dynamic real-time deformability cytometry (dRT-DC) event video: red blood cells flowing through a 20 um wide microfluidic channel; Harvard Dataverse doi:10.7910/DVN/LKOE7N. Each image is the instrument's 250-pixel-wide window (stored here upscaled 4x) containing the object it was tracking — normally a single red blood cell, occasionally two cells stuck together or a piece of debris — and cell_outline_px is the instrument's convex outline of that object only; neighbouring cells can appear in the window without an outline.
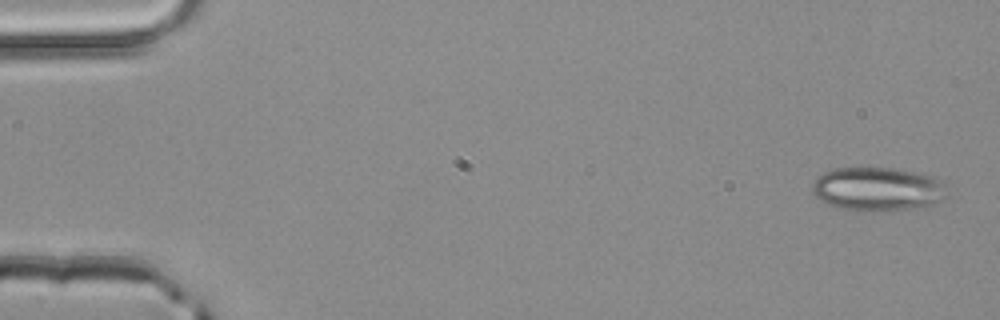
{"species": "common noctule bat (a hibernating species)", "species_latin": "Nyctalus noctula", "temperature_condition": "room temperature", "stored_images_in_passage": 3, "camera_frame_rate_fps": 3000, "um_per_image_px": 0.085, "animal": {"sex": "male", "body_mass_g": 20.4}, "frame": {"image": 1, "passage_image": 1, "time_ms": 0.0, "image_size_px": [1000, 320], "cell_outline_px": [[948, 196], [936, 204], [924, 208], [880, 212], [868, 212], [844, 208], [828, 204], [816, 196], [812, 192], [812, 184], [816, 176], [824, 172], [836, 168], [892, 168], [916, 172], [936, 176], [944, 184]], "centroid_in_image_um": [74.67, 16.09], "position_along_channel_um": 10.3, "area_um2": 35.03}}